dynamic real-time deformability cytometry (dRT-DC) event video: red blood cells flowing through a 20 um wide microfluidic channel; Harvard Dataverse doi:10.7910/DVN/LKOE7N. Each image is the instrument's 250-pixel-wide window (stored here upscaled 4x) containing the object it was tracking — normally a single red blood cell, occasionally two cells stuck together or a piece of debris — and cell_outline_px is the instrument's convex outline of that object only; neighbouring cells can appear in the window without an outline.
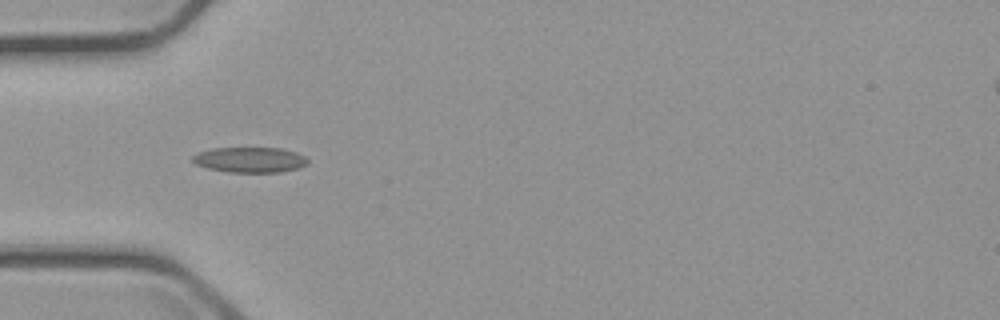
{"species": "common noctule bat (a hibernating species)", "species_latin": "Nyctalus noctula", "temperature_condition": "cold", "stored_images_in_passage": 7, "camera_frame_rate_fps": 3000, "um_per_image_px": 0.085, "animal": {"sex": "male", "body_mass_g": 23.1, "forearm_length_mm": 52.7}, "frame": {"image": 1, "passage_image": 3, "time_ms": 3.0, "image_size_px": [1000, 320], "cell_outline_px": [[308, 164], [300, 168], [280, 172], [228, 172], [208, 168], [196, 164], [192, 160], [192, 156], [196, 152], [212, 148], [284, 148], [296, 152], [304, 156], [308, 160]], "centroid_in_image_um": [21.25, 13.58], "position_along_channel_um": 63.7, "area_um2": 17.17}}
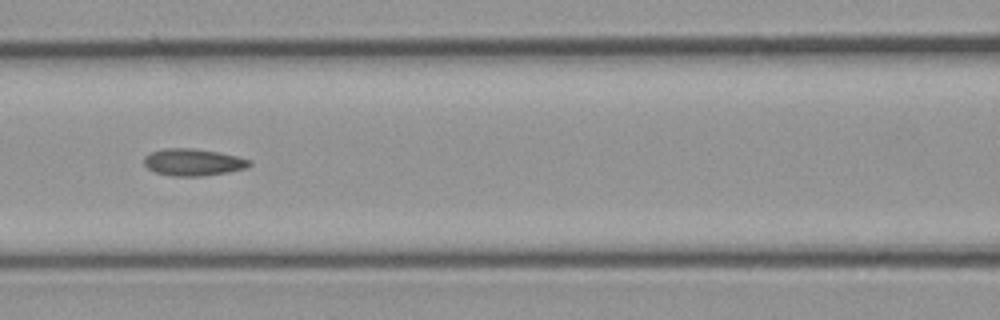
{"frame": {"image": 2, "passage_image": 5, "time_ms": 5.333, "image_size_px": [1000, 320], "cell_outline_px": [[252, 164], [244, 168], [228, 172], [200, 176], [172, 176], [156, 172], [148, 168], [144, 164], [144, 156], [152, 152], [164, 148], [192, 148], [216, 152], [236, 156], [252, 160]], "centroid_in_image_um": [16.4, 13.79], "position_along_channel_um": 150.2, "area_um2": 16.42}}
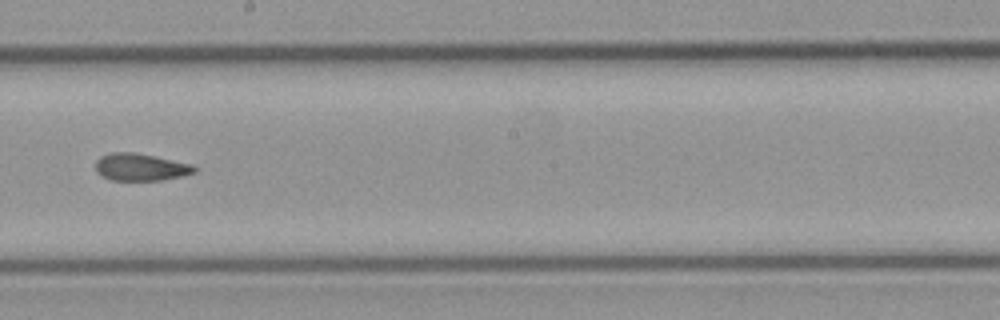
{"frame": {"image": 3, "passage_image": 7, "time_ms": 7.667, "image_size_px": [1000, 320], "cell_outline_px": [[196, 172], [184, 176], [160, 180], [112, 180], [100, 176], [96, 172], [96, 160], [100, 156], [112, 152], [136, 152], [192, 164], [196, 168]], "centroid_in_image_um": [11.94, 14.2], "position_along_channel_um": 236.3, "area_um2": 15.84}}